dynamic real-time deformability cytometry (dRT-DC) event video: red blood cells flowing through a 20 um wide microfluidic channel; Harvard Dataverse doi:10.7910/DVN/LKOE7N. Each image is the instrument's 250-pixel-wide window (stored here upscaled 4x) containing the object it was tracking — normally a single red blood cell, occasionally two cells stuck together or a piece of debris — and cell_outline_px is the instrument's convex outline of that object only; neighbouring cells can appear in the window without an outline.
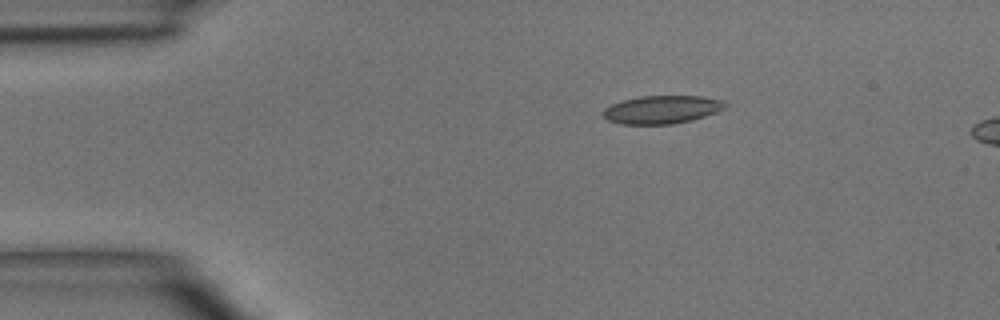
{"species": "common noctule bat (a hibernating species)", "species_latin": "Nyctalus noctula", "temperature_condition": "room temperature", "stored_images_in_passage": 4, "camera_frame_rate_fps": 3000, "um_per_image_px": 0.085, "animal": {"sex": "male", "body_mass_g": 15.6}, "frame": {"image": 1, "passage_image": 1, "time_ms": 0.0, "image_size_px": [1000, 320], "cell_outline_px": [[728, 104], [724, 108], [716, 112], [692, 120], [672, 124], [620, 124], [608, 120], [604, 116], [604, 108], [612, 104], [624, 100], [640, 96], [700, 96], [724, 100]], "centroid_in_image_um": [56.28, 9.31], "position_along_channel_um": 28.7, "area_um2": 19.88}}
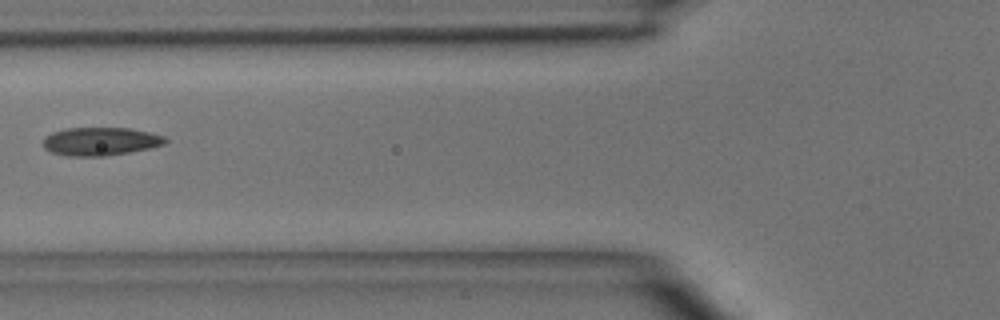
{"frame": {"image": 2, "passage_image": 4, "time_ms": 3.333, "image_size_px": [1000, 320], "cell_outline_px": [[168, 140], [164, 144], [148, 148], [128, 152], [104, 156], [68, 156], [52, 152], [44, 148], [44, 136], [52, 132], [64, 128], [132, 128], [164, 136]], "centroid_in_image_um": [8.51, 12.01], "position_along_channel_um": 117.3, "area_um2": 20.0}}